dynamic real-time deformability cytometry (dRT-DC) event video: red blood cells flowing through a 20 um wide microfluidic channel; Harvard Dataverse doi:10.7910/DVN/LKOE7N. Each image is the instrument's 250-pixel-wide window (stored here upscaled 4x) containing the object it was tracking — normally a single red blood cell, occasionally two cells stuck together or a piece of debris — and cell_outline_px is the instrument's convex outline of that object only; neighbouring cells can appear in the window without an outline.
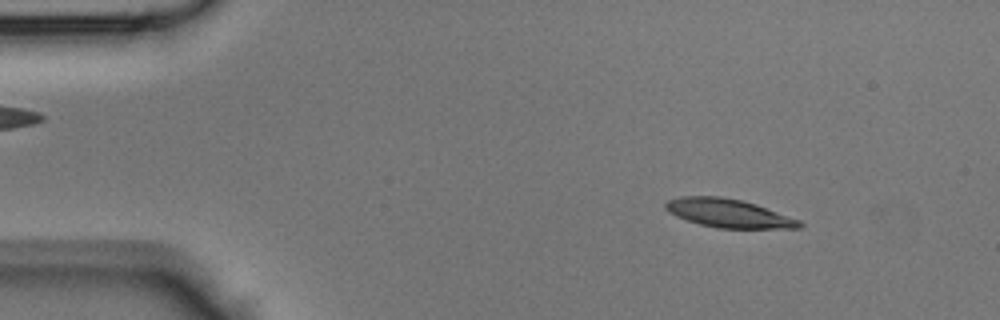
{"species": "Egyptian fruit bat (a non-hibernating species)", "species_latin": "Rousettus aegyptiacus", "temperature_condition": "room temperature", "stored_images_in_passage": 42, "camera_frame_rate_fps": 3000, "um_per_image_px": 0.085, "animal": {"sex": "male"}, "frame": {"image": 1, "passage_image": 5, "time_ms": 1.333, "image_size_px": [1000, 320], "cell_outline_px": [[804, 224], [800, 228], [716, 228], [700, 224], [676, 216], [668, 212], [664, 208], [664, 204], [668, 200], [680, 196], [720, 196], [740, 200], [756, 204], [800, 220]], "centroid_in_image_um": [61.91, 18.12], "position_along_channel_um": 23.1, "area_um2": 22.2}}
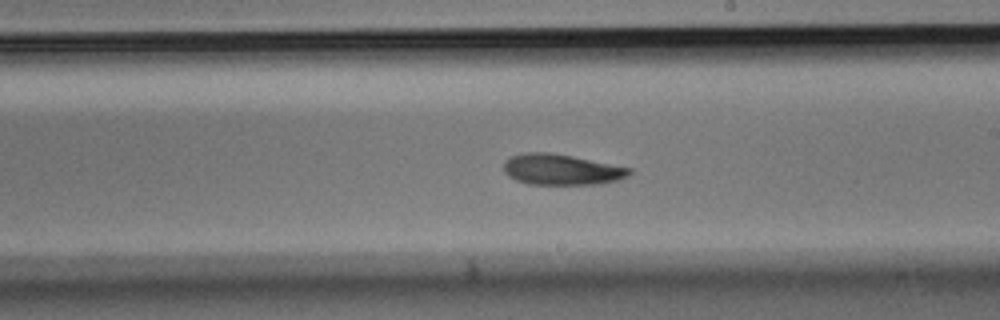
{"frame": {"image": 2, "passage_image": 24, "time_ms": 7.667, "image_size_px": [1000, 320], "cell_outline_px": [[632, 172], [628, 176], [620, 180], [600, 184], [528, 184], [516, 180], [508, 176], [504, 172], [504, 160], [512, 156], [524, 152], [548, 152], [572, 156], [632, 168]], "centroid_in_image_um": [47.73, 14.41], "position_along_channel_um": 241.3, "area_um2": 22.66}}
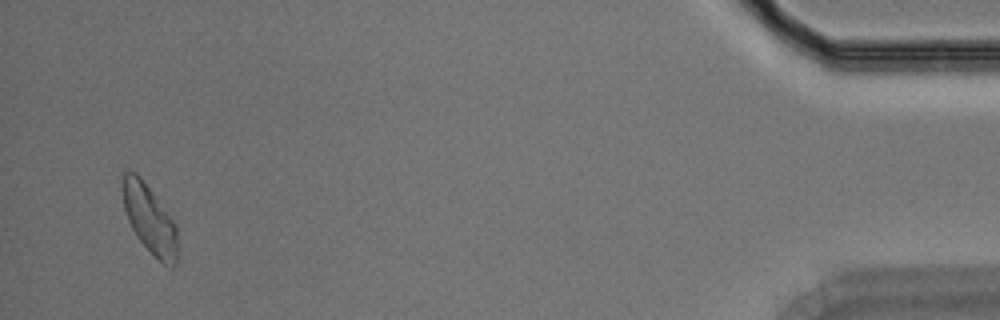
{"frame": {"image": 3, "passage_image": 41, "time_ms": 13.333, "image_size_px": [1000, 320], "cell_outline_px": [[176, 264], [172, 268], [164, 264], [136, 236], [128, 220], [124, 208], [120, 188], [124, 172], [136, 172], [140, 176], [176, 224]], "centroid_in_image_um": [12.67, 18.58], "position_along_channel_um": 422.5, "area_um2": 21.56}}